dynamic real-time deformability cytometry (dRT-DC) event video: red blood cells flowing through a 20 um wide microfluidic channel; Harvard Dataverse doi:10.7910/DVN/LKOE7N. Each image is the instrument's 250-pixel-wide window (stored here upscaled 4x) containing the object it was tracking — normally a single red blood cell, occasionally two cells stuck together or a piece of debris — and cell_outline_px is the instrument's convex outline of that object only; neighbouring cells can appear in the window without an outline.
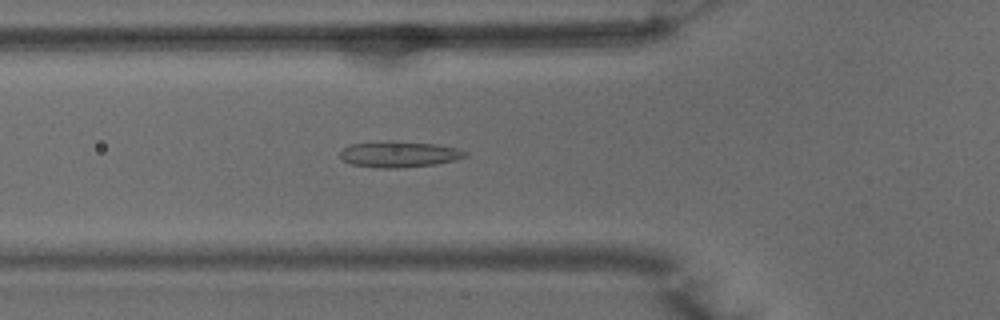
{"species": "common noctule bat (a hibernating species)", "species_latin": "Nyctalus noctula", "temperature_condition": "warm", "stored_images_in_passage": 35, "camera_frame_rate_fps": 3000, "um_per_image_px": 0.085, "animal": {"sex": "male", "body_mass_g": 15.6}, "frame": {"image": 1, "passage_image": 2, "time_ms": 0.333, "image_size_px": [1000, 320], "cell_outline_px": [[468, 156], [456, 160], [436, 164], [396, 168], [380, 168], [352, 164], [344, 160], [340, 156], [340, 152], [348, 144], [392, 140], [436, 144], [456, 148], [468, 152]], "centroid_in_image_um": [33.94, 13.1], "position_along_channel_um": 91.9, "area_um2": 19.07}}
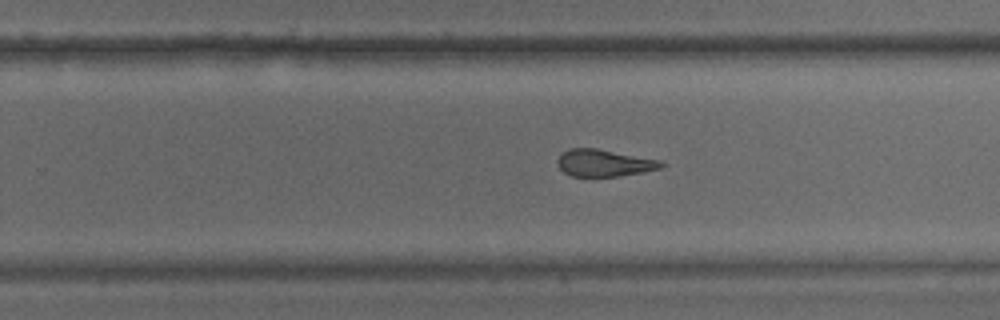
{"frame": {"image": 2, "passage_image": 16, "time_ms": 5.0, "image_size_px": [1000, 320], "cell_outline_px": [[668, 164], [660, 168], [644, 172], [620, 176], [572, 176], [564, 172], [560, 168], [556, 160], [568, 148], [596, 148], [660, 160]], "centroid_in_image_um": [51.38, 13.85], "position_along_channel_um": 278.4, "area_um2": 16.3}}
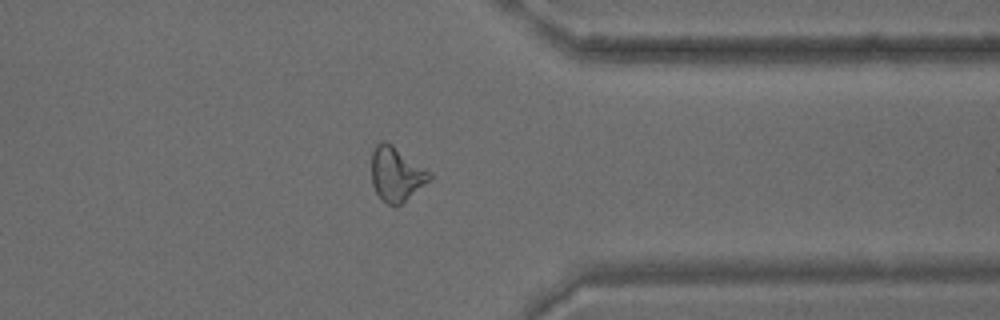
{"frame": {"image": 3, "passage_image": 24, "time_ms": 7.667, "image_size_px": [1000, 320], "cell_outline_px": [[432, 180], [396, 208], [380, 200], [372, 184], [372, 152], [376, 144], [380, 140], [384, 140], [392, 144], [432, 172]], "centroid_in_image_um": [33.71, 14.81], "position_along_channel_um": 377.7, "area_um2": 18.84}}